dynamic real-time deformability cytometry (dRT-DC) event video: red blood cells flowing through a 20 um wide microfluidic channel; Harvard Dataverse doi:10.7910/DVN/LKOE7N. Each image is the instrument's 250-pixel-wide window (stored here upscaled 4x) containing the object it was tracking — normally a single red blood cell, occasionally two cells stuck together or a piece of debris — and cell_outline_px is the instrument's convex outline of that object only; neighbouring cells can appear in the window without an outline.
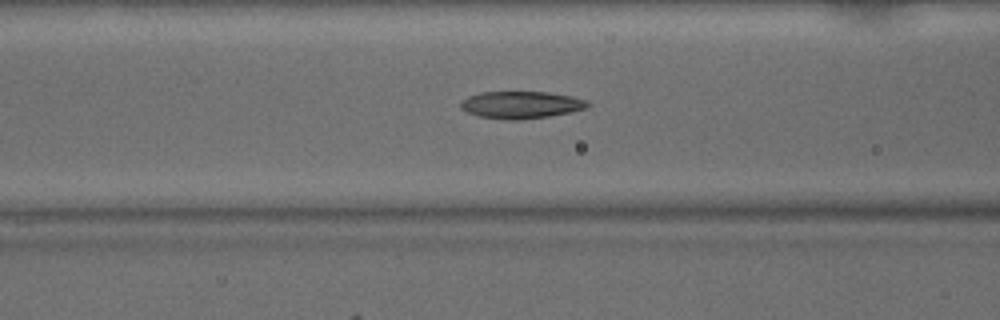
{"species": "common noctule bat (a hibernating species)", "species_latin": "Nyctalus noctula", "temperature_condition": "warm", "stored_images_in_passage": 23, "camera_frame_rate_fps": 3000, "um_per_image_px": 0.085, "animal": {"sex": "male", "body_mass_g": 15.6}, "frame": {"image": 1, "passage_image": 19, "time_ms": 6.0, "image_size_px": [1000, 320], "cell_outline_px": [[588, 108], [572, 112], [548, 116], [516, 120], [508, 120], [480, 116], [468, 112], [460, 108], [460, 100], [468, 96], [480, 92], [548, 92], [572, 96], [588, 100]], "centroid_in_image_um": [44.29, 8.9], "position_along_channel_um": 122.3, "area_um2": 20.17}}
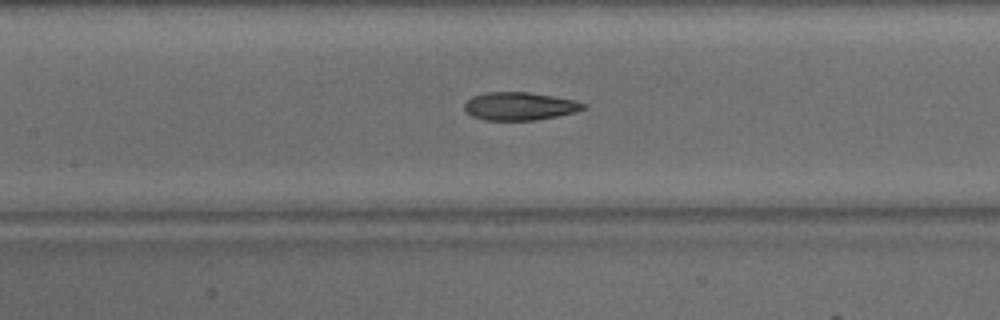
{"frame": {"image": 2, "passage_image": 22, "time_ms": 7.0, "image_size_px": [1000, 320], "cell_outline_px": [[588, 108], [576, 112], [536, 120], [484, 120], [472, 116], [464, 108], [464, 104], [472, 96], [484, 92], [528, 92], [576, 100], [588, 104]], "centroid_in_image_um": [44.21, 9.02], "position_along_channel_um": 163.2, "area_um2": 19.54}}